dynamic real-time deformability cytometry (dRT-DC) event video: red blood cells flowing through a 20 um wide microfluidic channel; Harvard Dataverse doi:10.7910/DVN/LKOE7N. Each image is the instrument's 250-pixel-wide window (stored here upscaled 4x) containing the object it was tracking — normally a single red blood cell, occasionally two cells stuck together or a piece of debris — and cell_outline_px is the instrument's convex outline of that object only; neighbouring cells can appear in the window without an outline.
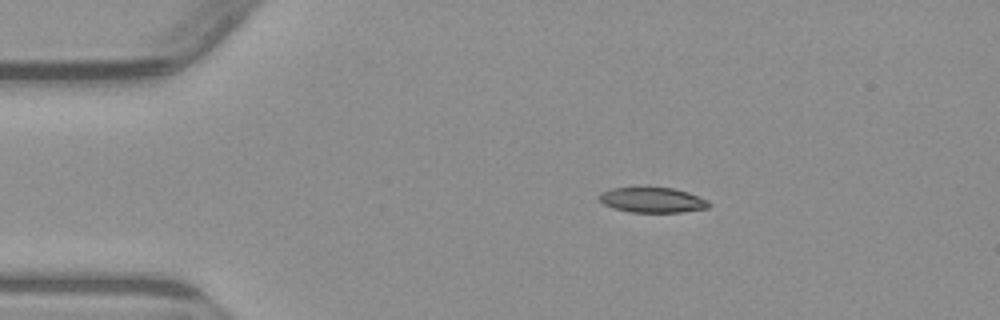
{"species": "common noctule bat (a hibernating species)", "species_latin": "Nyctalus noctula", "temperature_condition": "warm", "stored_images_in_passage": 3, "camera_frame_rate_fps": 3000, "um_per_image_px": 0.085, "animal": {"sex": "male", "body_mass_g": 23.1, "forearm_length_mm": 52.7}, "frame": {"image": 1, "passage_image": 1, "time_ms": 0.0, "image_size_px": [1000, 320], "cell_outline_px": [[712, 204], [708, 208], [684, 212], [632, 212], [612, 208], [604, 204], [600, 200], [600, 192], [612, 188], [672, 188], [688, 192], [708, 200]], "centroid_in_image_um": [55.49, 17.01], "position_along_channel_um": 29.5, "area_um2": 16.01}}
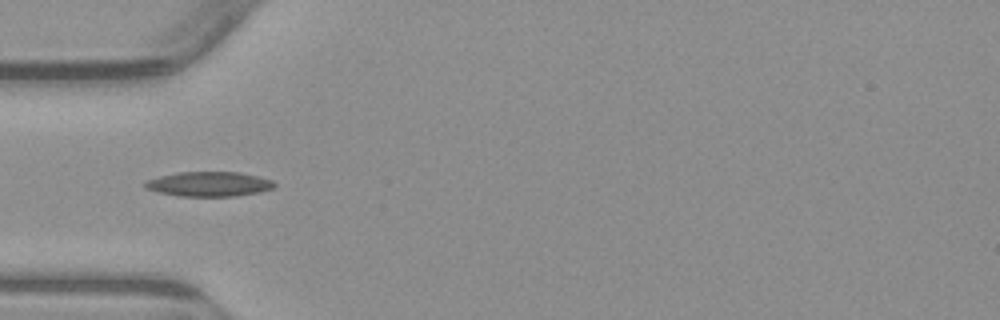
{"frame": {"image": 2, "passage_image": 3, "time_ms": 2.333, "image_size_px": [1000, 320], "cell_outline_px": [[276, 184], [272, 188], [260, 192], [236, 196], [180, 196], [160, 192], [144, 188], [144, 180], [160, 176], [180, 172], [240, 172], [272, 180]], "centroid_in_image_um": [17.75, 15.64], "position_along_channel_um": 67.3, "area_um2": 18.55}}